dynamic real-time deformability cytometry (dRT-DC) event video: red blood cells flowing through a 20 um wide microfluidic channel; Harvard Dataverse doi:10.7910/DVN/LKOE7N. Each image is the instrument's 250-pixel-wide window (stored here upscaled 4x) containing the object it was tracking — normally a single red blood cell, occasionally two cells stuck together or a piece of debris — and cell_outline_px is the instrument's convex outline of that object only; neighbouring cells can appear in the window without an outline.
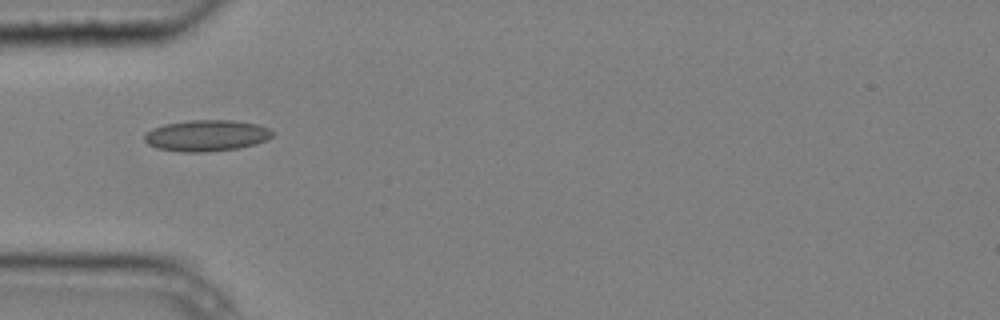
{"species": "common noctule bat (a hibernating species)", "species_latin": "Nyctalus noctula", "temperature_condition": "cold", "stored_images_in_passage": 2, "camera_frame_rate_fps": 3000, "um_per_image_px": 0.085, "animal": {"sex": "male", "body_mass_g": 20.4}, "frame": {"image": 1, "passage_image": 1, "time_ms": 0.0, "image_size_px": [1000, 320], "cell_outline_px": [[276, 132], [272, 136], [256, 144], [240, 148], [204, 152], [184, 152], [156, 148], [148, 144], [144, 140], [144, 136], [152, 128], [164, 124], [188, 120], [232, 120], [256, 124], [268, 128]], "centroid_in_image_um": [17.55, 11.52], "position_along_channel_um": 67.4, "area_um2": 23.35}}
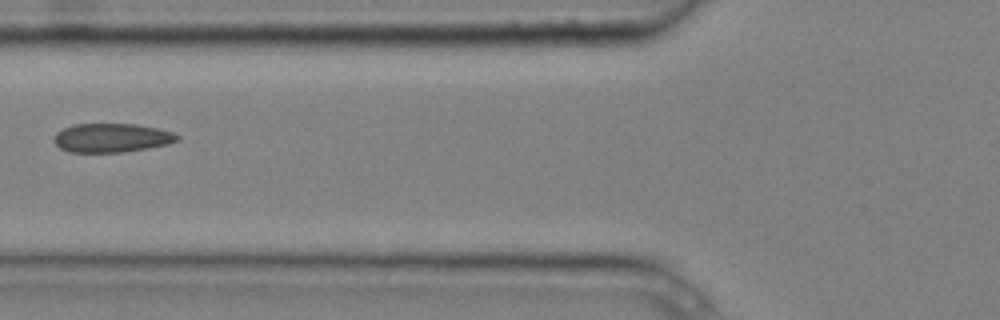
{"frame": {"image": 2, "passage_image": 2, "time_ms": 0.333, "image_size_px": [1000, 320], "cell_outline_px": [[180, 140], [168, 144], [148, 148], [120, 152], [68, 152], [60, 148], [52, 140], [56, 132], [72, 124], [136, 124], [156, 128], [172, 132], [180, 136]], "centroid_in_image_um": [9.47, 11.71], "position_along_channel_um": 116.3, "area_um2": 20.81}}